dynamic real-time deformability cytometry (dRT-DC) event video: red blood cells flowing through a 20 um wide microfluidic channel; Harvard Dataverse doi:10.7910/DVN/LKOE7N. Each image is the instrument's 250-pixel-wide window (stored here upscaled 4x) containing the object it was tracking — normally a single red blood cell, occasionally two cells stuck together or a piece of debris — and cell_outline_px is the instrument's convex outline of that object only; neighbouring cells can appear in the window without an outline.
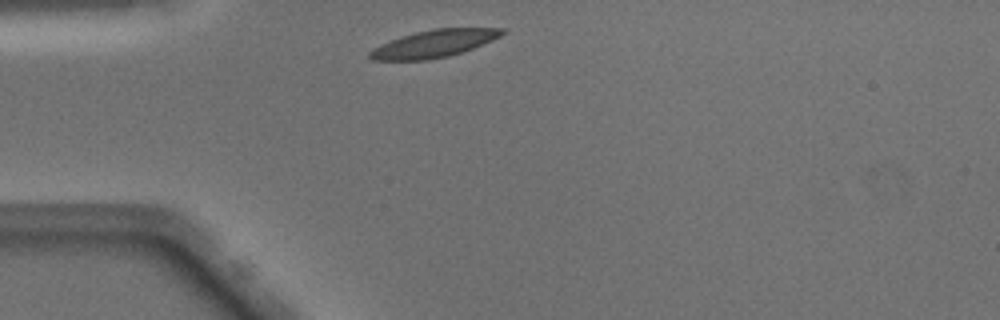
{"species": "Egyptian fruit bat (a non-hibernating species)", "species_latin": "Rousettus aegyptiacus", "temperature_condition": "warm", "stored_images_in_passage": 38, "camera_frame_rate_fps": 3000, "um_per_image_px": 0.085, "animal": {"sex": "male"}, "frame": {"image": 1, "passage_image": 2, "time_ms": 0.333, "image_size_px": [1000, 320], "cell_outline_px": [[504, 32], [500, 36], [492, 40], [472, 48], [448, 56], [428, 60], [372, 60], [368, 56], [368, 52], [372, 48], [380, 44], [400, 36], [432, 28], [504, 28]], "centroid_in_image_um": [36.82, 3.71], "position_along_channel_um": 48.2, "area_um2": 21.04}}
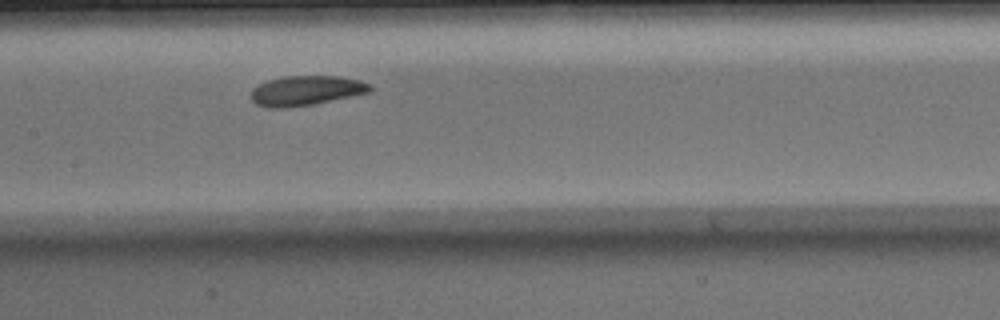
{"frame": {"image": 2, "passage_image": 13, "time_ms": 4.0, "image_size_px": [1000, 320], "cell_outline_px": [[372, 88], [368, 92], [312, 104], [288, 108], [272, 108], [256, 104], [252, 100], [252, 88], [268, 80], [284, 76], [336, 76], [360, 80], [372, 84]], "centroid_in_image_um": [26.0, 7.69], "position_along_channel_um": 181.4, "area_um2": 20.4}}
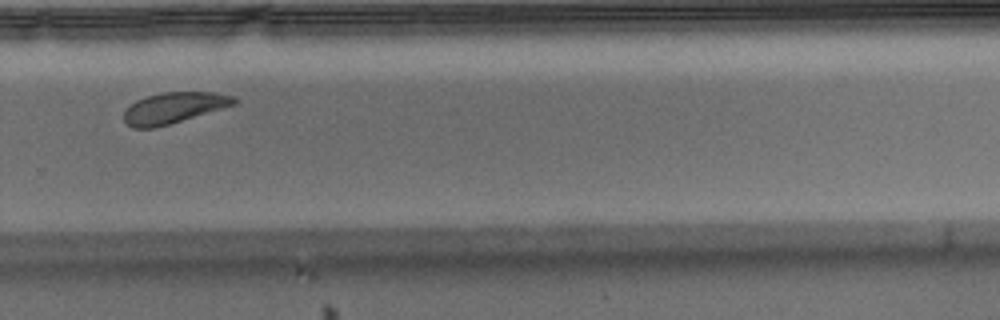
{"frame": {"image": 3, "passage_image": 23, "time_ms": 7.333, "image_size_px": [1000, 320], "cell_outline_px": [[240, 100], [236, 104], [156, 128], [132, 128], [124, 120], [124, 112], [136, 100], [148, 96], [164, 92], [216, 92], [232, 96]], "centroid_in_image_um": [14.8, 9.16], "position_along_channel_um": 315.0, "area_um2": 19.71}, "authors_computed_cell_mechanics": {"area_um2": 20.8658, "velocity_mm_per_s": 4.0194, "shape_relaxation_time_tau1_ms": 3.973, "shape_relaxation_time_tau2_ms": 4.7666, "deformation_change_tau1": 0.1082, "deformation_change_tau2": 0.1235}}